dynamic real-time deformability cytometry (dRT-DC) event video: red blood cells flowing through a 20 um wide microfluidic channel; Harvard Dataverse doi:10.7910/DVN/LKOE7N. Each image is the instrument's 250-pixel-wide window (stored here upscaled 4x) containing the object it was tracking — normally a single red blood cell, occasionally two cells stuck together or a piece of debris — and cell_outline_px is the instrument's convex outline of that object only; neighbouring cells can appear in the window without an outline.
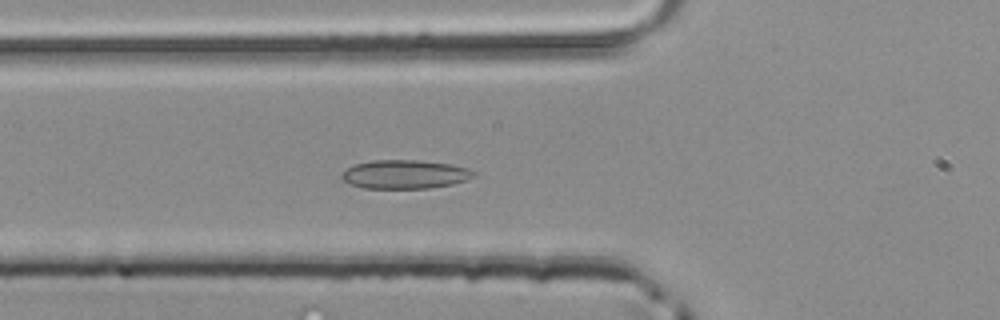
{"species": "common noctule bat (a hibernating species)", "species_latin": "Nyctalus noctula", "temperature_condition": "room temperature", "stored_images_in_passage": 35, "camera_frame_rate_fps": 3000, "um_per_image_px": 0.085, "animal": {"sex": "male", "body_mass_g": 20.4}, "frame": {"image": 1, "passage_image": 16, "time_ms": 5.0, "image_size_px": [1000, 320], "cell_outline_px": [[476, 172], [472, 176], [464, 180], [452, 184], [428, 188], [364, 188], [352, 184], [344, 180], [340, 176], [340, 172], [356, 164], [372, 160], [416, 160], [452, 164], [468, 168]], "centroid_in_image_um": [34.39, 14.81], "position_along_channel_um": 91.4, "area_um2": 21.91}}
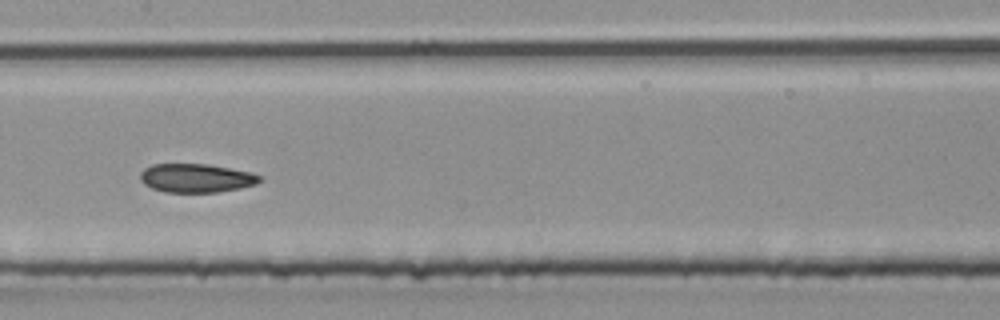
{"frame": {"image": 2, "passage_image": 23, "time_ms": 7.333, "image_size_px": [1000, 320], "cell_outline_px": [[260, 180], [256, 184], [240, 188], [216, 192], [164, 192], [152, 188], [144, 184], [140, 180], [140, 172], [144, 168], [152, 164], [204, 164], [252, 172], [260, 176]], "centroid_in_image_um": [16.63, 15.13], "position_along_channel_um": 190.8, "area_um2": 19.88}}
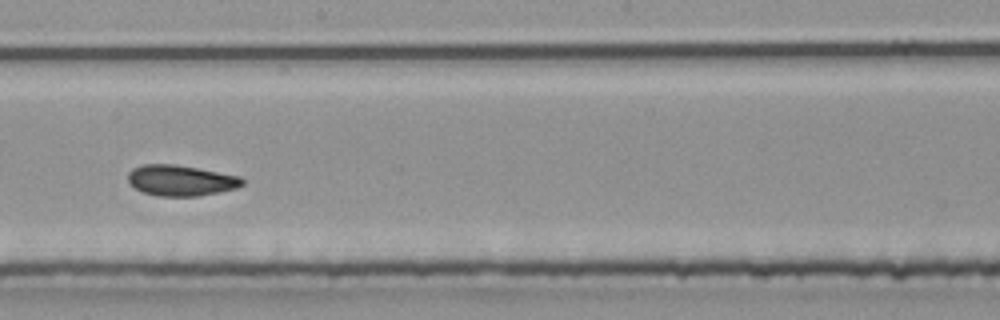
{"frame": {"image": 3, "passage_image": 26, "time_ms": 8.333, "image_size_px": [1000, 320], "cell_outline_px": [[244, 184], [236, 188], [220, 192], [200, 196], [156, 196], [144, 192], [128, 184], [128, 172], [132, 168], [144, 164], [172, 164], [196, 168], [240, 176], [244, 180]], "centroid_in_image_um": [15.35, 15.34], "position_along_channel_um": 232.8, "area_um2": 20.52}}